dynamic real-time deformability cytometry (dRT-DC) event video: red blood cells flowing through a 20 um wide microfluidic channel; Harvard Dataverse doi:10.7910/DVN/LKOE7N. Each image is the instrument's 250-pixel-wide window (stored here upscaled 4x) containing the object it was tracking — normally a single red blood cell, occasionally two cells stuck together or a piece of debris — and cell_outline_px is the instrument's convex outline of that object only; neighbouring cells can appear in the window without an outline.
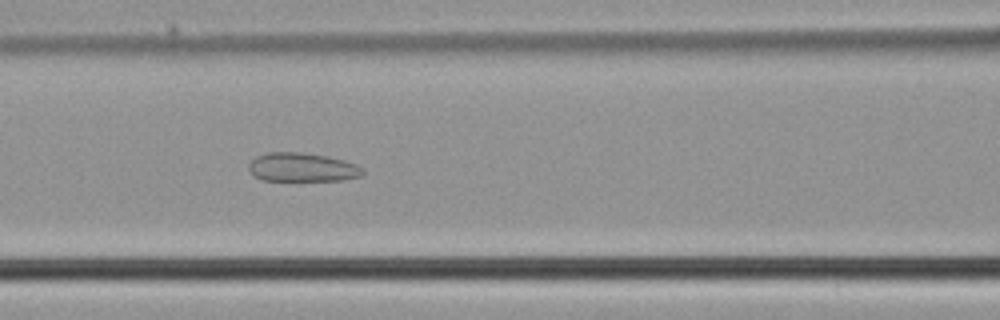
{"species": "common noctule bat (a hibernating species)", "species_latin": "Nyctalus noctula", "temperature_condition": "cold", "stored_images_in_passage": 36, "camera_frame_rate_fps": 3000, "um_per_image_px": 0.085, "animal": {"sex": "male", "body_mass_g": 21.5, "forearm_length_mm": 52.0}, "frame": {"image": 1, "passage_image": 12, "time_ms": 3.667, "image_size_px": [1000, 320], "cell_outline_px": [[364, 172], [360, 176], [344, 180], [264, 180], [256, 176], [248, 168], [248, 164], [256, 156], [268, 152], [300, 152], [328, 156], [344, 160], [356, 164], [364, 168]], "centroid_in_image_um": [25.72, 14.21], "position_along_channel_um": 140.9, "area_um2": 19.07}}
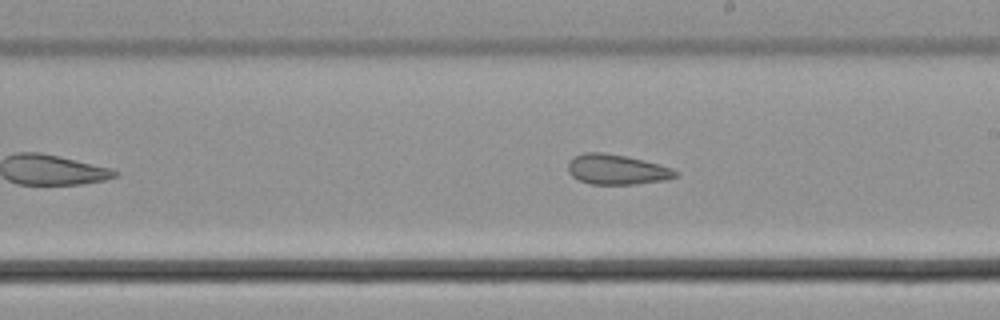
{"frame": {"image": 2, "passage_image": 19, "time_ms": 6.0, "image_size_px": [1000, 320], "cell_outline_px": [[680, 176], [664, 180], [636, 184], [592, 184], [580, 180], [572, 176], [568, 172], [568, 160], [584, 152], [600, 152], [624, 156], [644, 160], [672, 168], [680, 172]], "centroid_in_image_um": [52.45, 14.41], "position_along_channel_um": 236.6, "area_um2": 18.84}}
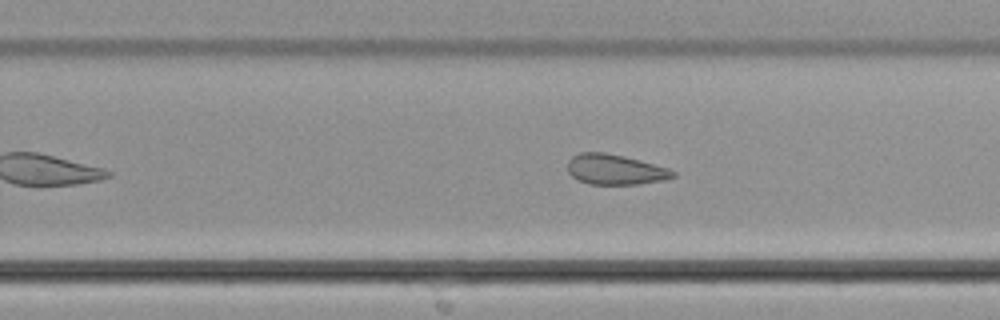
{"frame": {"image": 3, "passage_image": 22, "time_ms": 7.0, "image_size_px": [1000, 320], "cell_outline_px": [[676, 176], [664, 180], [636, 184], [588, 184], [572, 176], [568, 172], [568, 160], [572, 156], [580, 152], [604, 152], [624, 156], [668, 168], [676, 172]], "centroid_in_image_um": [52.28, 14.4], "position_along_channel_um": 277.5, "area_um2": 18.5}}